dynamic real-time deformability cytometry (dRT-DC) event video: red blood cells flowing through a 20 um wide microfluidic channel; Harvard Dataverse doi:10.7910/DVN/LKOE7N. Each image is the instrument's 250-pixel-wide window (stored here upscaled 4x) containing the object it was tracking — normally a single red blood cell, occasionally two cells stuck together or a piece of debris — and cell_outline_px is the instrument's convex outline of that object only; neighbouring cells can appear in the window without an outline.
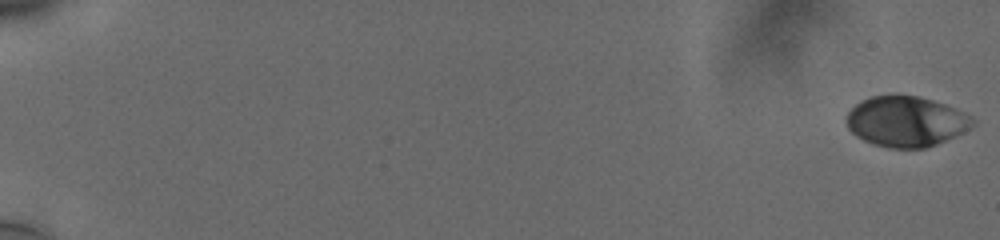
{"species": "human", "species_latin": "Homo sapiens", "temperature_condition": "cold", "stored_images_in_passage": 58, "camera_frame_rate_fps": 3000, "um_per_image_px": 0.085, "donor": {"sex": "male"}, "frame": {"image": 1, "passage_image": 1, "time_ms": 0.0, "image_size_px": [1000, 240], "cell_outline_px": [[976, 124], [936, 144], [924, 148], [892, 148], [876, 144], [864, 140], [856, 136], [848, 128], [844, 120], [844, 116], [860, 100], [872, 96], [920, 96], [944, 104], [976, 120]], "centroid_in_image_um": [76.94, 10.32], "position_along_channel_um": 8.1, "area_um2": 36.47}}
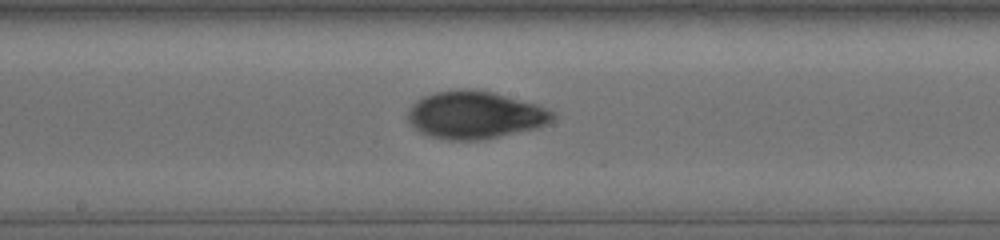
{"frame": {"image": 2, "passage_image": 34, "time_ms": 11.0, "image_size_px": [1000, 240], "cell_outline_px": [[556, 112], [552, 120], [548, 124], [536, 128], [480, 140], [448, 140], [432, 136], [420, 132], [408, 120], [408, 108], [416, 100], [424, 96], [436, 92], [460, 88], [476, 88], [492, 92], [536, 104], [548, 108]], "centroid_in_image_um": [40.38, 9.75], "position_along_channel_um": 207.8, "area_um2": 40.17}}
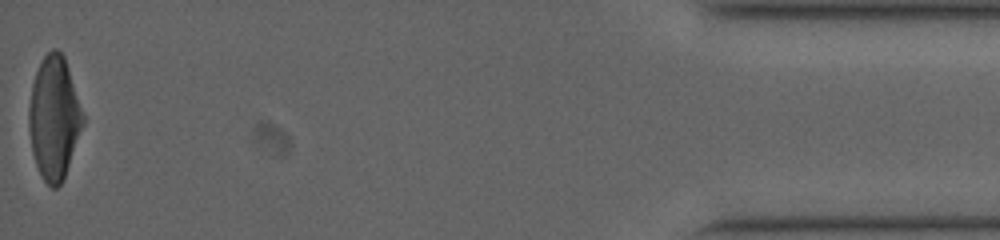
{"frame": {"image": 3, "passage_image": 58, "time_ms": 19.0, "image_size_px": [1000, 240], "cell_outline_px": [[84, 124], [64, 180], [56, 188], [52, 188], [44, 180], [36, 164], [32, 152], [28, 128], [28, 108], [32, 84], [36, 72], [44, 56], [52, 48], [56, 48], [64, 56], [84, 116]], "centroid_in_image_um": [4.59, 10.04], "position_along_channel_um": 430.6, "area_um2": 38.67}, "authors_computed_cell_mechanics": {"area_um2": 37.8012, "velocity_mm_per_s": 3.7639, "shape_relaxation_time_tau1_ms": 5.5596, "shape_relaxation_time_tau2_ms": 1.5645, "deformation_change_tau1": 0.1831, "deformation_change_tau2": 0.0521}}